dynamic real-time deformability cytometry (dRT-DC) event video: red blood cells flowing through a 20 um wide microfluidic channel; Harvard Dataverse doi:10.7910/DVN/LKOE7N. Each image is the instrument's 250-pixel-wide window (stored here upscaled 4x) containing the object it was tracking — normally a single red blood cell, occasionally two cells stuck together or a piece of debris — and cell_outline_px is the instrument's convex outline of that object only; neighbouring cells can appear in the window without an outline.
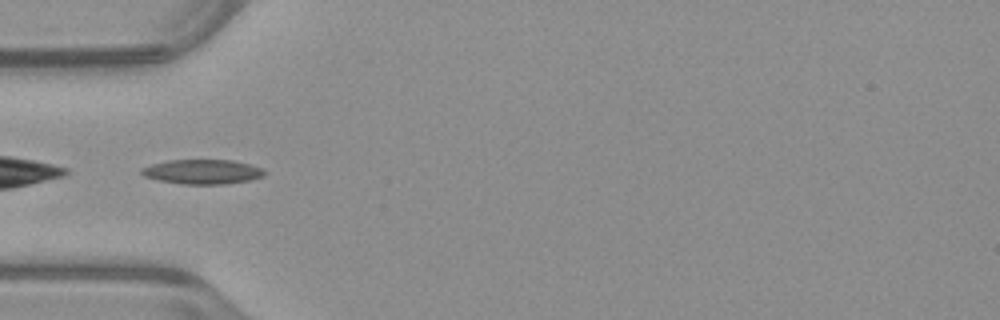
{"species": "common noctule bat (a hibernating species)", "species_latin": "Nyctalus noctula", "temperature_condition": "warm", "stored_images_in_passage": 34, "camera_frame_rate_fps": 3000, "um_per_image_px": 0.085, "animal": {"sex": "male", "body_mass_g": 23.1, "forearm_length_mm": 52.7}, "frame": {"image": 1, "passage_image": 1, "time_ms": 0.0, "image_size_px": [1000, 320], "cell_outline_px": [[268, 172], [264, 176], [248, 180], [224, 184], [180, 184], [160, 180], [144, 176], [140, 172], [140, 168], [152, 164], [168, 160], [232, 160], [264, 168]], "centroid_in_image_um": [17.22, 14.59], "position_along_channel_um": 67.8, "area_um2": 17.63}}
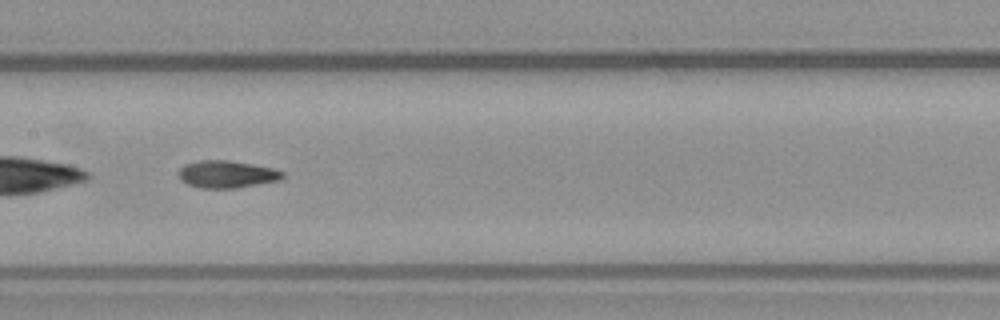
{"frame": {"image": 2, "passage_image": 10, "time_ms": 3.0, "image_size_px": [1000, 320], "cell_outline_px": [[284, 176], [280, 180], [236, 188], [200, 188], [188, 184], [180, 180], [180, 168], [184, 164], [200, 160], [228, 160], [252, 164], [272, 168], [284, 172]], "centroid_in_image_um": [19.28, 14.81], "position_along_channel_um": 188.1, "area_um2": 16.47}, "authors_computed_cell_mechanics": {"area_um2": 16.4441, "velocity_mm_per_s": 3.9696, "shape_relaxation_time_tau1_ms": 7.5761, "shape_relaxation_time_tau2_ms": 2.8047, "deformation_change_tau1": 0.1979, "deformation_change_tau2": 0.0882}}